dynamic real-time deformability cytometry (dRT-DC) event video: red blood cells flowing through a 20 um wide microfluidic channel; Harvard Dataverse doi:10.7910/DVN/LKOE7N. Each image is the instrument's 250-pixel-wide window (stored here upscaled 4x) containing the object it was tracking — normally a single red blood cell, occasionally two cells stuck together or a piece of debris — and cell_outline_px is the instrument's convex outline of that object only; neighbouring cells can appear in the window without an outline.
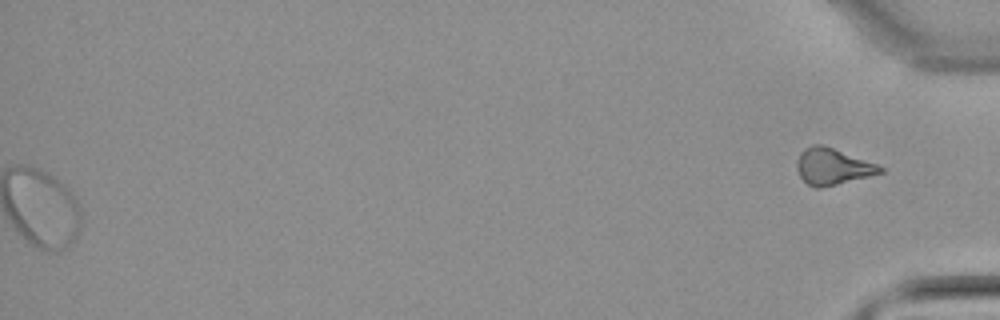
{"species": "common noctule bat (a hibernating species)", "species_latin": "Nyctalus noctula", "temperature_condition": "warm", "stored_images_in_passage": 45, "segment_of_instrument_passage": [2, 2], "camera_frame_rate_fps": 3000, "um_per_image_px": 0.085, "animal": {"sex": "male", "body_mass_g": 21.5, "forearm_length_mm": 52.0}, "frame": {"image": 1, "passage_image": 45, "time_ms": 14.667, "image_size_px": [1000, 320], "cell_outline_px": [[884, 172], [820, 188], [816, 188], [808, 184], [800, 176], [796, 168], [796, 164], [800, 152], [804, 148], [812, 144], [820, 144], [832, 148], [876, 164], [884, 168]], "centroid_in_image_um": [70.72, 14.15], "position_along_channel_um": 364.5, "area_um2": 17.28}}